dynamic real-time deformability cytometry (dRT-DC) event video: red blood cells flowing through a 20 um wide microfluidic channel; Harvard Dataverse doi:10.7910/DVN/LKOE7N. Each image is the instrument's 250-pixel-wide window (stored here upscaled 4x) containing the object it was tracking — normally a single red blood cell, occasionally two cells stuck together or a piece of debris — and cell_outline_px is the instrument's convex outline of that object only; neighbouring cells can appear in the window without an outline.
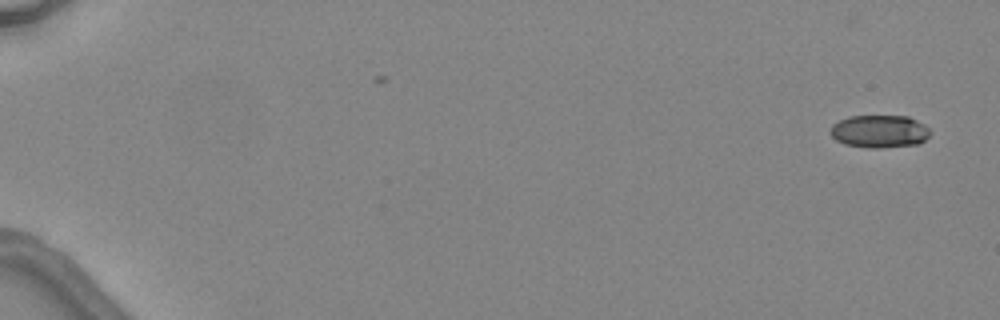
{"species": "common noctule bat (a hibernating species)", "species_latin": "Nyctalus noctula", "temperature_condition": "warm", "stored_images_in_passage": 5, "camera_frame_rate_fps": 3000, "um_per_image_px": 0.085, "animal": {"sex": "female", "body_mass_g": 24.6, "forearm_length_mm": 56.2}, "frame": {"image": 1, "passage_image": 1, "time_ms": 0.0, "image_size_px": [1000, 320], "cell_outline_px": [[932, 132], [920, 144], [880, 148], [868, 148], [844, 144], [836, 140], [828, 132], [832, 124], [848, 116], [908, 116], [924, 124]], "centroid_in_image_um": [74.74, 11.17], "position_along_channel_um": 10.3, "area_um2": 19.25}}
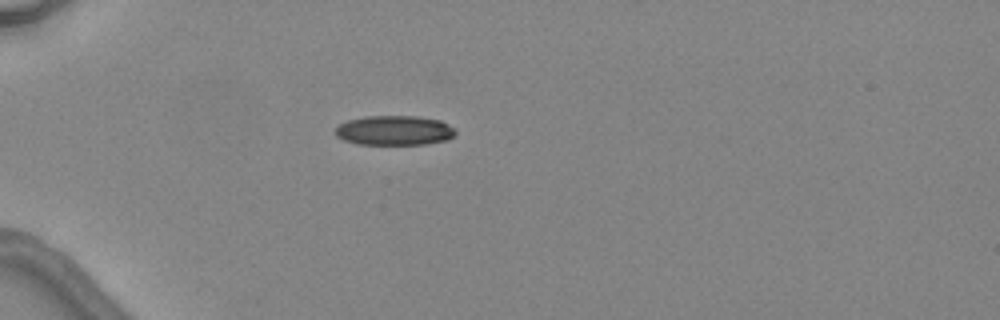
{"frame": {"image": 2, "passage_image": 5, "time_ms": 4.667, "image_size_px": [1000, 320], "cell_outline_px": [[456, 132], [448, 140], [428, 144], [356, 144], [344, 140], [336, 136], [336, 128], [340, 124], [348, 120], [364, 116], [416, 116], [440, 120], [456, 128]], "centroid_in_image_um": [33.54, 11.08], "position_along_channel_um": 51.5, "area_um2": 20.87}}